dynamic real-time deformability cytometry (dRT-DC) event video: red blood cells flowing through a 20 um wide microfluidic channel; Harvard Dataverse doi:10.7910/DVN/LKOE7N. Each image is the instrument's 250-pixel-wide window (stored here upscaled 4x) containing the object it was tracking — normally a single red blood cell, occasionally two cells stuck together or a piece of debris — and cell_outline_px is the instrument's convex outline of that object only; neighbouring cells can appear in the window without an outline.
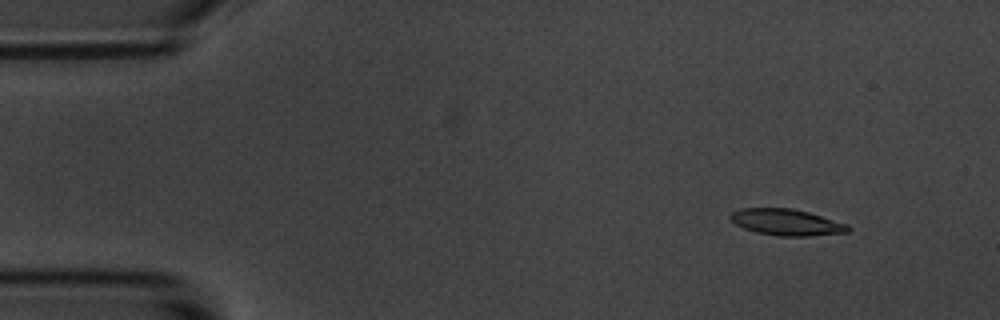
{"species": "common noctule bat (a hibernating species)", "species_latin": "Nyctalus noctula", "temperature_condition": "room temperature", "stored_images_in_passage": 6, "camera_frame_rate_fps": 3000, "um_per_image_px": 0.085, "animal": {"sex": "male", "body_mass_g": 20.1, "forearm_length_mm": 53.5}, "frame": {"image": 1, "passage_image": 2, "time_ms": 1.333, "image_size_px": [1000, 320], "cell_outline_px": [[852, 228], [848, 232], [808, 236], [780, 236], [756, 232], [744, 228], [736, 224], [728, 216], [732, 212], [740, 208], [792, 208], [808, 212], [848, 224]], "centroid_in_image_um": [66.86, 18.89], "position_along_channel_um": 18.1, "area_um2": 18.03}}
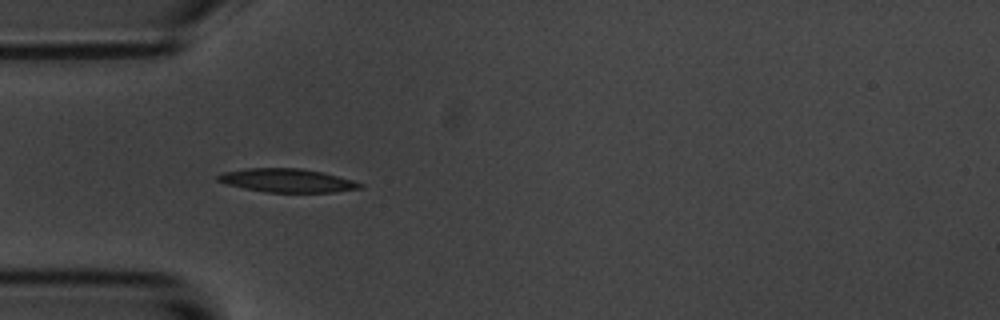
{"frame": {"image": 2, "passage_image": 5, "time_ms": 5.0, "image_size_px": [1000, 320], "cell_outline_px": [[364, 184], [360, 188], [332, 192], [264, 192], [244, 188], [228, 184], [216, 180], [216, 176], [224, 172], [244, 168], [300, 168], [324, 172], [352, 180]], "centroid_in_image_um": [24.39, 15.33], "position_along_channel_um": 60.6, "area_um2": 19.42}}